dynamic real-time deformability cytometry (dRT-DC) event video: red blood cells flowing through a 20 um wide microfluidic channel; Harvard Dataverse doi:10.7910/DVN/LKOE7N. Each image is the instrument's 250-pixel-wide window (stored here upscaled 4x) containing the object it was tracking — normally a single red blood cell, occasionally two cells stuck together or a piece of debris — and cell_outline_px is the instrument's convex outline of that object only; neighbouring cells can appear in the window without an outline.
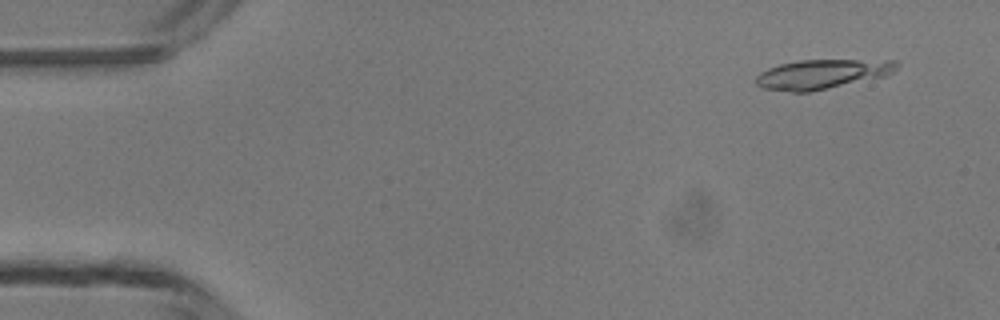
{"species": "common noctule bat (a hibernating species)", "species_latin": "Nyctalus noctula", "temperature_condition": "room temperature", "stored_images_in_passage": 5, "camera_frame_rate_fps": 3000, "um_per_image_px": 0.085, "animal": {"sex": "male", "body_mass_g": 13.3}, "frame": {"image": 1, "passage_image": 1, "time_ms": 0.0, "image_size_px": [1000, 320], "cell_outline_px": [[900, 64], [892, 72], [884, 76], [808, 92], [792, 92], [760, 88], [756, 84], [756, 76], [760, 72], [768, 68], [780, 64], [800, 60], [896, 60]], "centroid_in_image_um": [69.84, 6.29], "position_along_channel_um": 15.2, "area_um2": 23.99}}
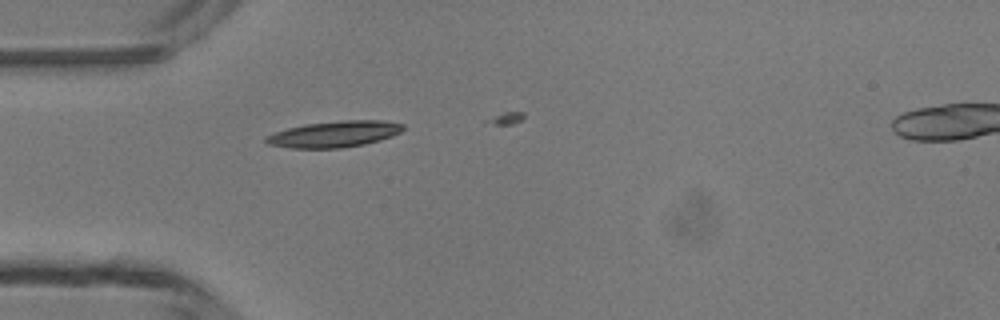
{"frame": {"image": 2, "passage_image": 4, "time_ms": 3.333, "image_size_px": [1000, 320], "cell_outline_px": [[404, 128], [400, 132], [392, 136], [380, 140], [364, 144], [340, 148], [288, 148], [268, 144], [264, 140], [264, 136], [288, 128], [304, 124], [344, 120], [384, 120], [404, 124]], "centroid_in_image_um": [28.41, 11.4], "position_along_channel_um": 56.6, "area_um2": 20.98}}